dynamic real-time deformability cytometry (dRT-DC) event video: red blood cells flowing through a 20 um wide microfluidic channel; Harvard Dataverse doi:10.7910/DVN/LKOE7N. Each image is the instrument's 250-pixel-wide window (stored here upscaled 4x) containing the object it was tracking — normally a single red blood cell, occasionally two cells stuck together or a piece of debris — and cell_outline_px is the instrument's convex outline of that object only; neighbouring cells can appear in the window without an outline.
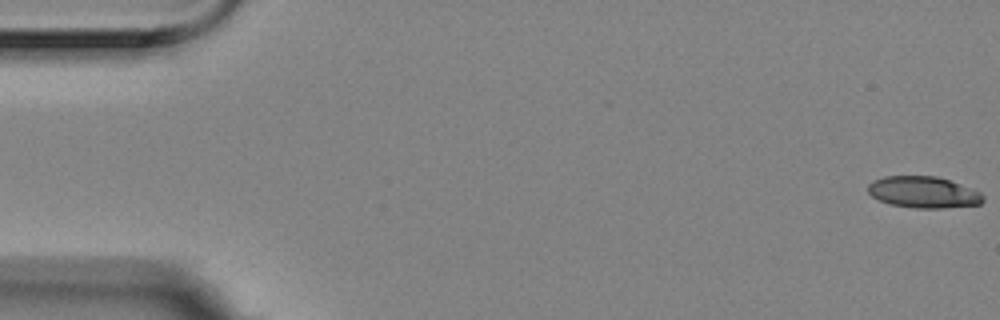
{"species": "Egyptian fruit bat (a non-hibernating species)", "species_latin": "Rousettus aegyptiacus", "temperature_condition": "room temperature", "stored_images_in_passage": 5, "segment_of_instrument_passage": [1, 2], "camera_frame_rate_fps": 3000, "um_per_image_px": 0.085, "animal": {"sex": "female"}, "frame": {"image": 1, "passage_image": 1, "time_ms": 0.0, "image_size_px": [1000, 320], "cell_outline_px": [[984, 200], [980, 204], [944, 208], [916, 208], [888, 204], [872, 196], [868, 192], [868, 184], [872, 180], [884, 176], [936, 176], [948, 180], [980, 192], [984, 196]], "centroid_in_image_um": [78.46, 16.34], "position_along_channel_um": 6.5, "area_um2": 21.04}}
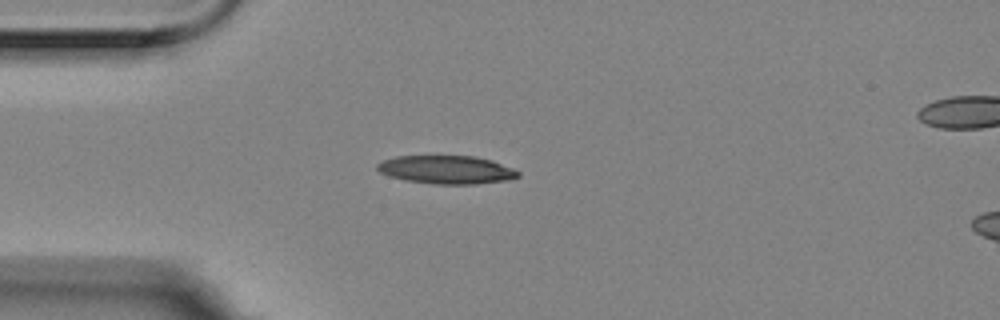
{"frame": {"image": 2, "passage_image": 4, "time_ms": 1.0, "image_size_px": [1000, 320], "cell_outline_px": [[520, 176], [508, 180], [476, 184], [432, 184], [404, 180], [388, 176], [380, 172], [376, 168], [376, 164], [384, 160], [396, 156], [476, 156], [492, 160], [512, 168], [520, 172]], "centroid_in_image_um": [37.95, 14.43], "position_along_channel_um": 47.0, "area_um2": 23.35}}